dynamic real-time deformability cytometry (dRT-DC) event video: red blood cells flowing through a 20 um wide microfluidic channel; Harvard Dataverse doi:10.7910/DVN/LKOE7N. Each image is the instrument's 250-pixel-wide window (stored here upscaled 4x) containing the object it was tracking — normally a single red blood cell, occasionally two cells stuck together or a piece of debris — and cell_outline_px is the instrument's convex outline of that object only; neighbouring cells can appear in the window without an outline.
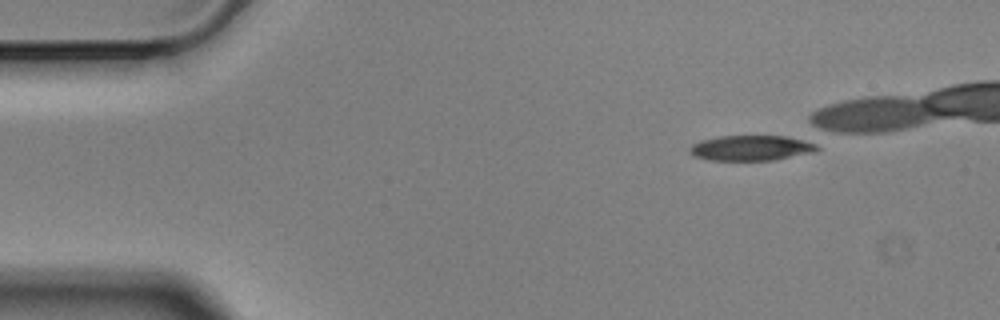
{"species": "Egyptian fruit bat (a non-hibernating species)", "species_latin": "Rousettus aegyptiacus", "temperature_condition": "cold", "stored_images_in_passage": 6, "camera_frame_rate_fps": 3000, "um_per_image_px": 0.085, "animal": {"sex": "male"}, "frame": {"image": 1, "passage_image": 1, "time_ms": 0.0, "image_size_px": [1000, 320], "cell_outline_px": [[820, 148], [812, 152], [772, 160], [708, 160], [692, 156], [688, 152], [688, 148], [692, 144], [700, 140], [716, 136], [784, 136], [816, 140]], "centroid_in_image_um": [63.86, 12.56], "position_along_channel_um": 21.1, "area_um2": 19.19}}
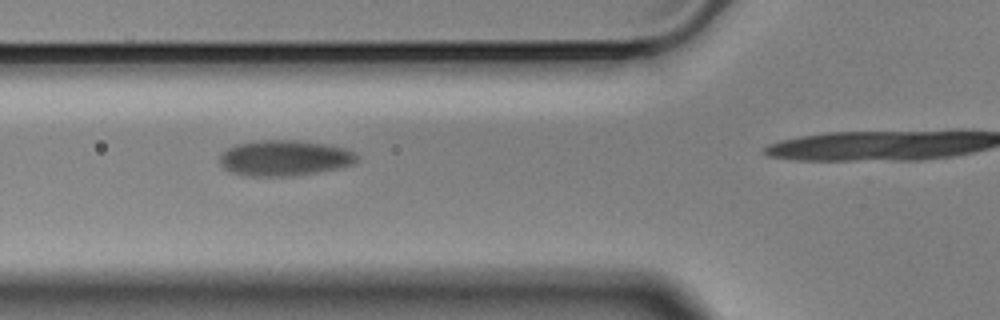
{"frame": {"image": 2, "passage_image": 5, "time_ms": 1.333, "image_size_px": [1000, 320], "cell_outline_px": [[360, 160], [352, 164], [340, 168], [316, 172], [284, 176], [248, 176], [232, 172], [224, 168], [220, 164], [220, 156], [228, 148], [236, 144], [260, 140], [296, 140], [324, 144], [344, 148], [356, 152], [360, 156]], "centroid_in_image_um": [24.22, 13.43], "position_along_channel_um": 101.6, "area_um2": 28.44}}